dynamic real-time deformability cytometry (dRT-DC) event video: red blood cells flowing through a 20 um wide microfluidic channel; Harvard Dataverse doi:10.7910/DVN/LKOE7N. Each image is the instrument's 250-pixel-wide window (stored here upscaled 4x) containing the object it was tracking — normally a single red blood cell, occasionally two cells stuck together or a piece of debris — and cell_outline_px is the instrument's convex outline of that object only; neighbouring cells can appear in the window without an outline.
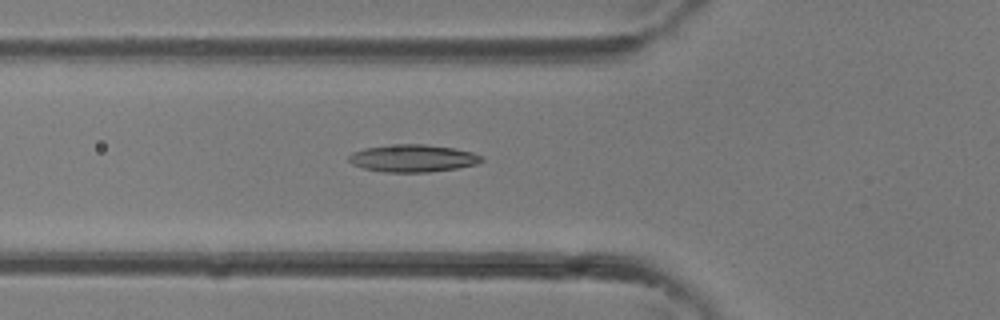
{"species": "common noctule bat (a hibernating species)", "species_latin": "Nyctalus noctula", "temperature_condition": "room temperature", "stored_images_in_passage": 26, "camera_frame_rate_fps": 3000, "um_per_image_px": 0.085, "animal": {"sex": "female"}, "frame": {"image": 1, "passage_image": 2, "time_ms": 0.333, "image_size_px": [1000, 320], "cell_outline_px": [[484, 160], [480, 164], [456, 168], [428, 172], [384, 172], [364, 168], [352, 164], [348, 160], [348, 156], [352, 152], [364, 148], [400, 144], [424, 144], [452, 148], [472, 152], [484, 156]], "centroid_in_image_um": [35.12, 13.45], "position_along_channel_um": 90.7, "area_um2": 21.21}}
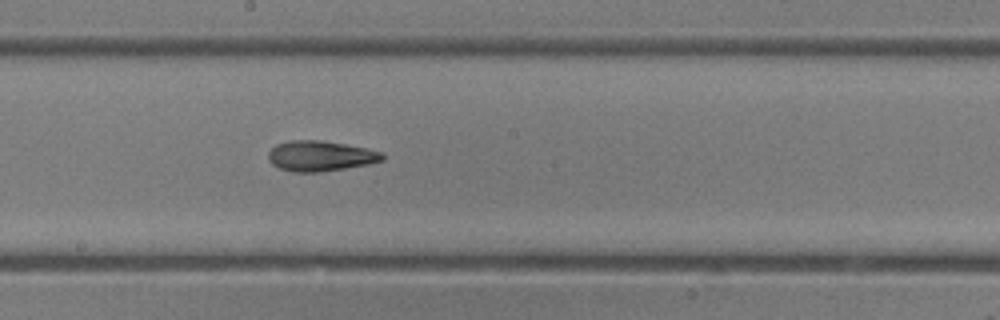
{"frame": {"image": 2, "passage_image": 9, "time_ms": 2.667, "image_size_px": [1000, 320], "cell_outline_px": [[384, 160], [368, 164], [320, 172], [292, 172], [280, 168], [272, 164], [268, 160], [268, 152], [276, 144], [288, 140], [320, 140], [344, 144], [384, 152]], "centroid_in_image_um": [27.21, 13.25], "position_along_channel_um": 221.0, "area_um2": 20.17}}
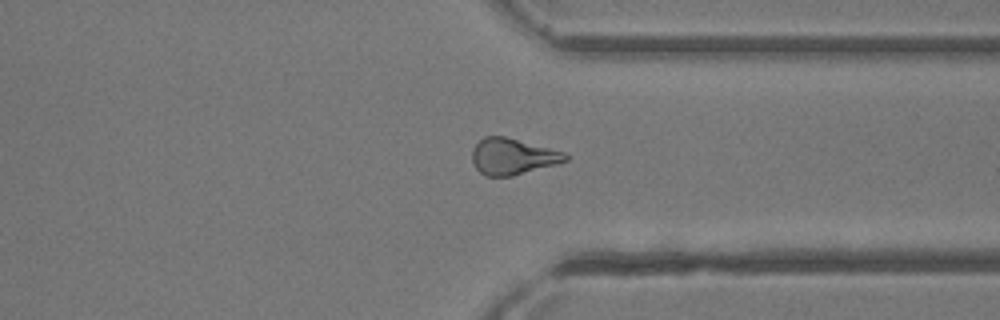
{"frame": {"image": 3, "passage_image": 17, "time_ms": 5.333, "image_size_px": [1000, 320], "cell_outline_px": [[568, 160], [556, 164], [512, 176], [484, 176], [476, 168], [472, 160], [472, 148], [484, 136], [504, 136], [564, 152], [568, 156]], "centroid_in_image_um": [43.54, 13.3], "position_along_channel_um": 367.9, "area_um2": 19.54}}